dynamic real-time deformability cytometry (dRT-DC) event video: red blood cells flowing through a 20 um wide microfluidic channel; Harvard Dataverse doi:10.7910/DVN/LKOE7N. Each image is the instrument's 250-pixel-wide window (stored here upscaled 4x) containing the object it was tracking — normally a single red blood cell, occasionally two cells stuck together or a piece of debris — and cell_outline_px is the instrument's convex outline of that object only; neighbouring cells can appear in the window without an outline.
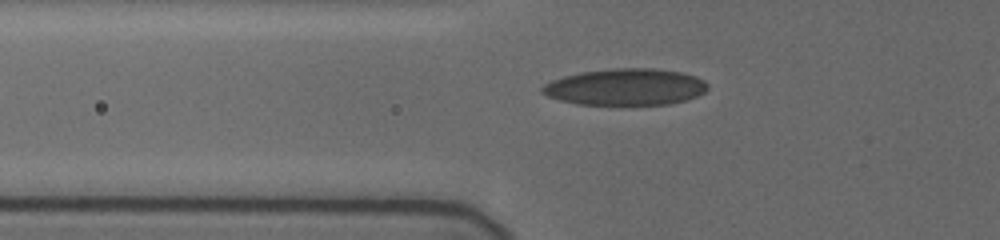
{"species": "human", "species_latin": "Homo sapiens", "temperature_condition": "cold", "stored_images_in_passage": 8, "camera_frame_rate_fps": 3000, "um_per_image_px": 0.085, "donor": {"sex": "female"}, "frame": {"image": 1, "passage_image": 8, "time_ms": 7.0, "image_size_px": [1000, 240], "cell_outline_px": [[708, 88], [704, 92], [696, 96], [684, 100], [668, 104], [576, 104], [560, 100], [548, 96], [540, 92], [540, 88], [544, 84], [552, 80], [564, 76], [580, 72], [612, 68], [652, 68], [680, 72], [696, 76], [704, 80], [708, 84]], "centroid_in_image_um": [53.15, 7.38], "position_along_channel_um": 72.7, "area_um2": 35.2}}